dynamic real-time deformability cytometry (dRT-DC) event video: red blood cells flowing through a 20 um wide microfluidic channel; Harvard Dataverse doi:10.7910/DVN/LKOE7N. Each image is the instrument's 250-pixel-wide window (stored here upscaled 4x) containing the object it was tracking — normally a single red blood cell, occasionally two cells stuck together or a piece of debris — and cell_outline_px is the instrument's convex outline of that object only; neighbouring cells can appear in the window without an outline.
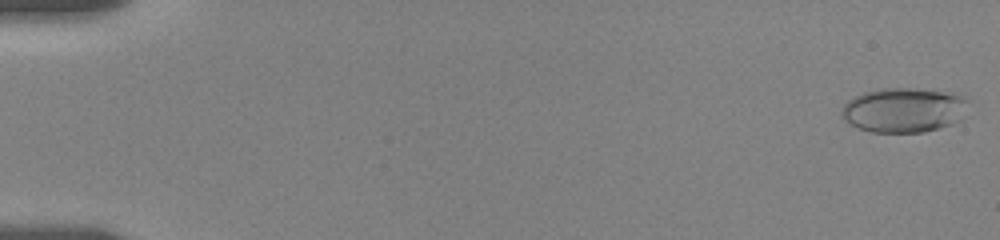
{"species": "human", "species_latin": "Homo sapiens", "temperature_condition": "room temperature", "stored_images_in_passage": 10, "camera_frame_rate_fps": 3000, "um_per_image_px": 0.085, "donor": {"sex": "female"}, "frame": {"image": 1, "passage_image": 1, "time_ms": 0.0, "image_size_px": [1000, 240], "cell_outline_px": [[968, 100], [960, 120], [952, 124], [940, 128], [924, 132], [872, 132], [848, 124], [844, 120], [840, 112], [844, 104], [848, 100], [864, 92], [884, 88], [908, 88], [940, 92], [956, 96]], "centroid_in_image_um": [76.74, 9.38], "position_along_channel_um": 8.3, "area_um2": 32.43}}
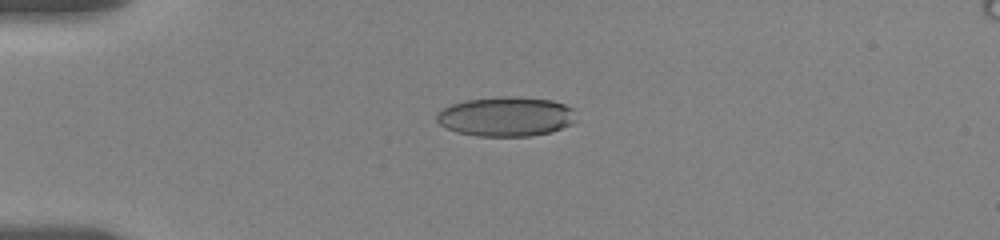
{"frame": {"image": 2, "passage_image": 9, "time_ms": 4.667, "image_size_px": [1000, 240], "cell_outline_px": [[576, 120], [572, 124], [552, 132], [532, 136], [476, 136], [456, 132], [440, 124], [436, 120], [436, 116], [444, 108], [452, 104], [464, 100], [504, 96], [508, 96], [552, 100], [564, 104], [572, 108]], "centroid_in_image_um": [43.03, 9.91], "position_along_channel_um": 42.0, "area_um2": 32.14}}